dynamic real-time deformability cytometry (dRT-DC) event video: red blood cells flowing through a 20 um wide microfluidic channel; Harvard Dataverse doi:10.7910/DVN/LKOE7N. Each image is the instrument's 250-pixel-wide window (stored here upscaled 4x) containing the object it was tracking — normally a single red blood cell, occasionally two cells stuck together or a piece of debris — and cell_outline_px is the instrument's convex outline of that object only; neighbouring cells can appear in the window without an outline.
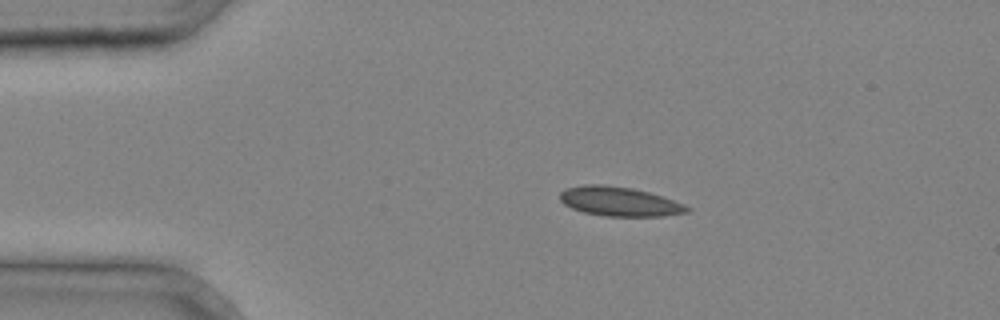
{"species": "common noctule bat (a hibernating species)", "species_latin": "Nyctalus noctula", "temperature_condition": "cold", "stored_images_in_passage": 2, "camera_frame_rate_fps": 3000, "um_per_image_px": 0.085, "animal": {"sex": "male", "body_mass_g": 20.4}, "frame": {"image": 1, "passage_image": 1, "time_ms": 0.0, "image_size_px": [1000, 320], "cell_outline_px": [[692, 208], [688, 212], [664, 216], [604, 216], [584, 212], [572, 208], [564, 204], [560, 200], [560, 192], [564, 188], [584, 184], [604, 184], [632, 188], [648, 192], [684, 204]], "centroid_in_image_um": [52.62, 17.12], "position_along_channel_um": 32.4, "area_um2": 21.73}}